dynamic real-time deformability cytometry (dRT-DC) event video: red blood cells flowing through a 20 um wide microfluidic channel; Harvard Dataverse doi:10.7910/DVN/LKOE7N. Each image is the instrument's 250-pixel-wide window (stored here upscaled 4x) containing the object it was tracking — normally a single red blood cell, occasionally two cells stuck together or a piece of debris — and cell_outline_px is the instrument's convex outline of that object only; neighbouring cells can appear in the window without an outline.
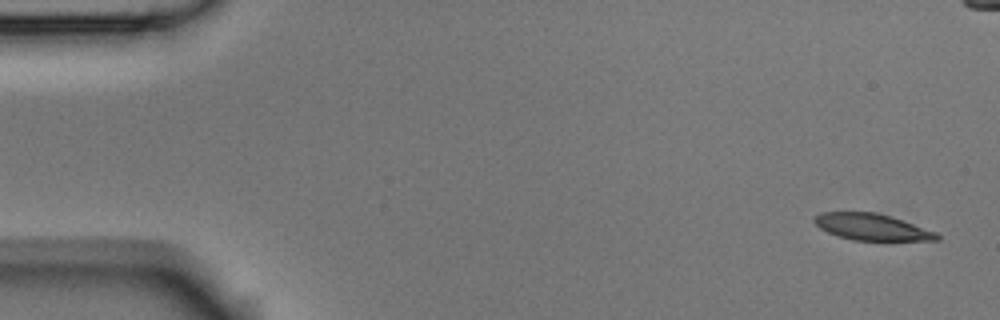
{"species": "Egyptian fruit bat (a non-hibernating species)", "species_latin": "Rousettus aegyptiacus", "temperature_condition": "room temperature", "stored_images_in_passage": 5, "camera_frame_rate_fps": 3000, "um_per_image_px": 0.085, "animal": {"sex": "male"}, "frame": {"image": 1, "passage_image": 1, "time_ms": 0.0, "image_size_px": [1000, 320], "cell_outline_px": [[940, 240], [852, 240], [828, 232], [820, 228], [812, 220], [820, 212], [876, 212], [936, 232], [940, 236]], "centroid_in_image_um": [74.07, 19.29], "position_along_channel_um": 10.9, "area_um2": 18.5}}